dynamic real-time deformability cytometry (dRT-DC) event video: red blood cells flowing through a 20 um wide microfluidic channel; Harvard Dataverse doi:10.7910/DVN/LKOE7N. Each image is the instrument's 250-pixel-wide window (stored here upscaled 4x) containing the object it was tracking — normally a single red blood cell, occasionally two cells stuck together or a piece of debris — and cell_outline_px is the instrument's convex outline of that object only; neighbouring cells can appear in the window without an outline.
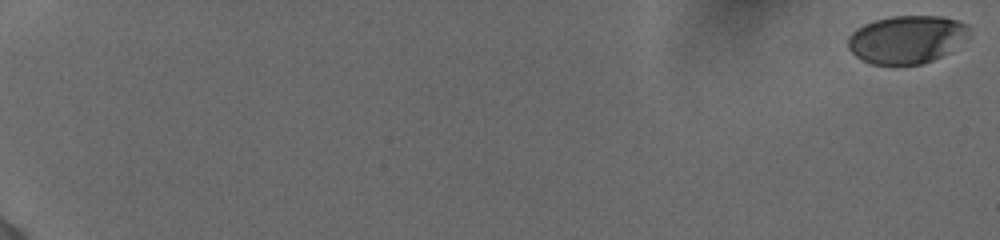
{"species": "human", "species_latin": "Homo sapiens", "temperature_condition": "cold", "stored_images_in_passage": 15, "camera_frame_rate_fps": 3000, "um_per_image_px": 0.085, "donor": {"sex": "female"}, "frame": {"image": 1, "passage_image": 1, "time_ms": 0.0, "image_size_px": [1000, 240], "cell_outline_px": [[968, 36], [948, 52], [932, 60], [920, 64], [872, 64], [860, 60], [848, 48], [848, 36], [856, 28], [864, 24], [876, 20], [892, 16], [940, 16], [956, 20], [968, 24]], "centroid_in_image_um": [77.03, 3.34], "position_along_channel_um": 8.0, "area_um2": 33.58}}
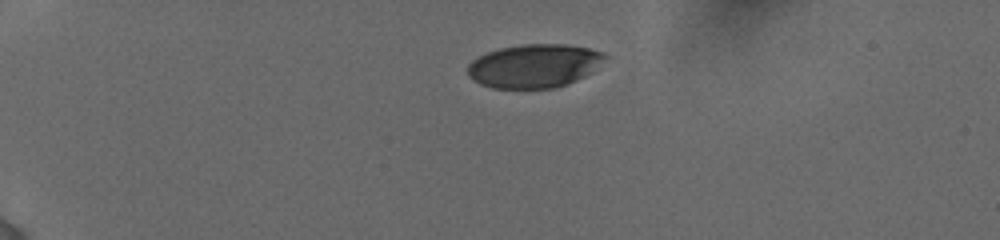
{"frame": {"image": 2, "passage_image": 9, "time_ms": 5.0, "image_size_px": [1000, 240], "cell_outline_px": [[608, 56], [592, 72], [576, 80], [552, 88], [492, 88], [480, 84], [472, 80], [468, 76], [468, 64], [472, 60], [488, 52], [500, 48], [520, 44], [568, 44], [588, 48], [604, 52]], "centroid_in_image_um": [45.4, 5.59], "position_along_channel_um": 39.6, "area_um2": 34.85}}
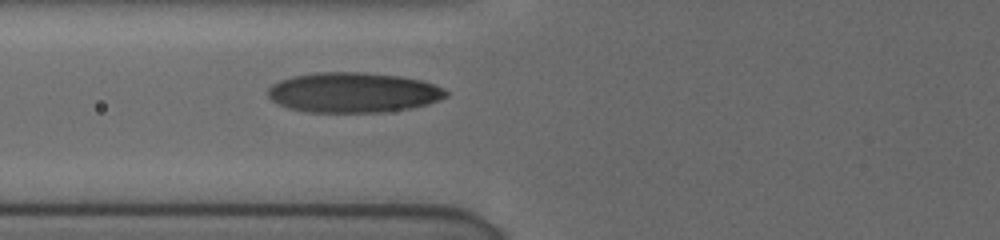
{"frame": {"image": 3, "passage_image": 15, "time_ms": 8.333, "image_size_px": [1000, 240], "cell_outline_px": [[448, 96], [428, 104], [408, 108], [380, 112], [308, 112], [288, 108], [272, 100], [268, 96], [268, 88], [272, 84], [280, 80], [292, 76], [316, 72], [360, 72], [400, 76], [420, 80], [444, 88], [448, 92]], "centroid_in_image_um": [30.01, 7.86], "position_along_channel_um": 95.8, "area_um2": 41.5}}